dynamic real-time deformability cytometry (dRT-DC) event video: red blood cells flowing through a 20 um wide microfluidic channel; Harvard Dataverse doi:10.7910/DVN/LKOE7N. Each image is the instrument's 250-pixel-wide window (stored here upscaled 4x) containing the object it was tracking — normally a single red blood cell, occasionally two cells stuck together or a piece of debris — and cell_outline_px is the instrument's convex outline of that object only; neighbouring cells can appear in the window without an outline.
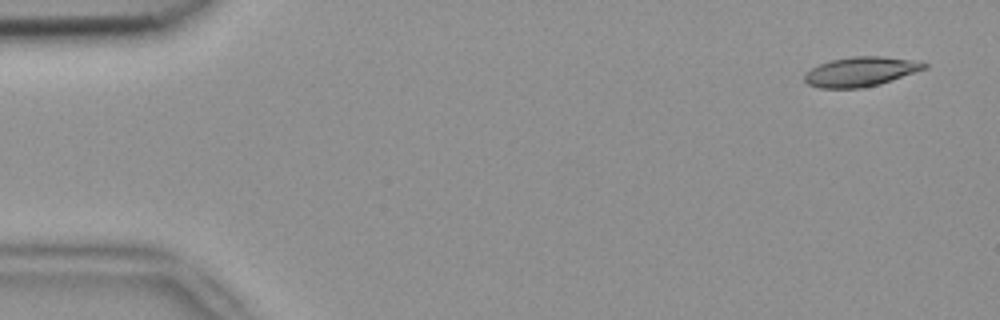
{"species": "common noctule bat (a hibernating species)", "species_latin": "Nyctalus noctula", "temperature_condition": "room temperature", "stored_images_in_passage": 6, "camera_frame_rate_fps": 3000, "um_per_image_px": 0.085, "animal": {"sex": "female", "body_mass_g": 18.4}, "frame": {"image": 1, "passage_image": 1, "time_ms": 0.0, "image_size_px": [1000, 320], "cell_outline_px": [[928, 68], [880, 84], [860, 88], [820, 88], [808, 84], [804, 80], [804, 72], [820, 64], [832, 60], [852, 56], [880, 56], [908, 60], [928, 64]], "centroid_in_image_um": [73.12, 6.1], "position_along_channel_um": 11.9, "area_um2": 20.4}}
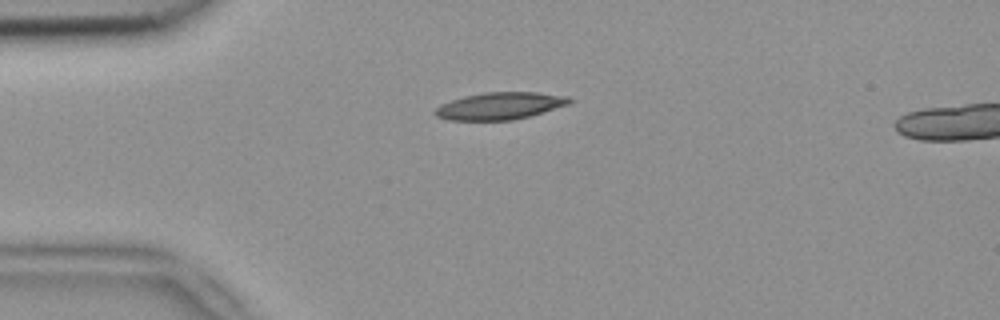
{"frame": {"image": 2, "passage_image": 4, "time_ms": 1.0, "image_size_px": [1000, 320], "cell_outline_px": [[572, 100], [568, 104], [528, 116], [512, 120], [448, 120], [436, 116], [432, 112], [440, 104], [464, 96], [484, 92], [536, 92], [568, 96]], "centroid_in_image_um": [42.44, 9.0], "position_along_channel_um": 42.6, "area_um2": 21.1}}